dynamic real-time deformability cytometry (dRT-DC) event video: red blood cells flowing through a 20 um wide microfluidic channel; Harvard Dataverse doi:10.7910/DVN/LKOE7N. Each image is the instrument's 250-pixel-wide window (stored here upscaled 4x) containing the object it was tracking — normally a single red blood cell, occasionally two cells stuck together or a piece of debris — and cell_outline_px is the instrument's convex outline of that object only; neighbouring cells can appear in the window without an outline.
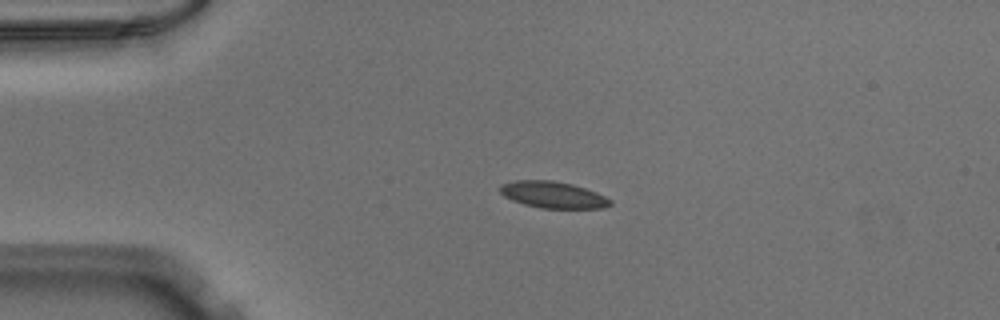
{"species": "Egyptian fruit bat (a non-hibernating species)", "species_latin": "Rousettus aegyptiacus", "temperature_condition": "warm", "stored_images_in_passage": 41, "camera_frame_rate_fps": 3000, "um_per_image_px": 0.085, "animal": {"sex": "male"}, "frame": {"image": 1, "passage_image": 1, "time_ms": 0.0, "image_size_px": [1000, 320], "cell_outline_px": [[612, 204], [604, 208], [540, 208], [524, 204], [512, 200], [504, 196], [500, 192], [500, 184], [516, 180], [552, 180], [572, 184], [596, 192], [612, 200]], "centroid_in_image_um": [47.0, 16.55], "position_along_channel_um": 38.0, "area_um2": 17.05}}
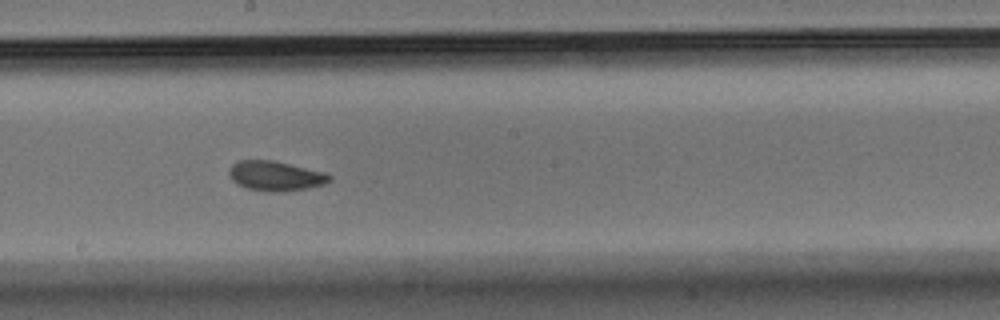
{"frame": {"image": 2, "passage_image": 18, "time_ms": 5.667, "image_size_px": [1000, 320], "cell_outline_px": [[332, 180], [324, 184], [304, 188], [280, 192], [264, 192], [248, 188], [232, 180], [228, 172], [232, 164], [236, 160], [272, 160], [324, 172], [332, 176]], "centroid_in_image_um": [23.4, 14.95], "position_along_channel_um": 224.8, "area_um2": 17.28}}
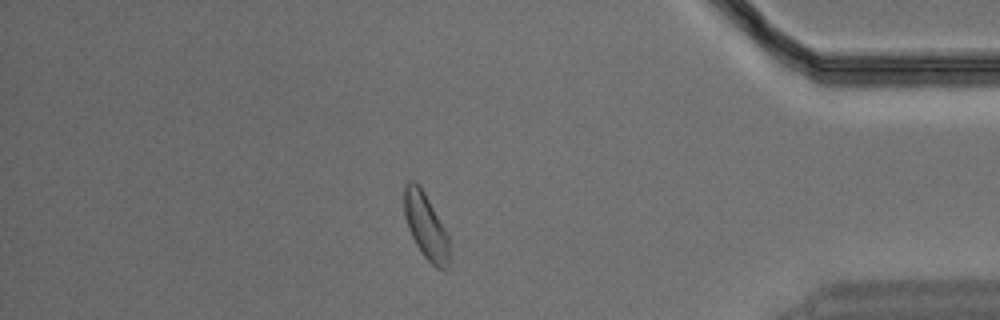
{"frame": {"image": 3, "passage_image": 34, "time_ms": 11.0, "image_size_px": [1000, 320], "cell_outline_px": [[448, 268], [436, 268], [424, 256], [416, 244], [408, 228], [404, 216], [404, 184], [408, 180], [412, 180], [424, 192], [448, 232]], "centroid_in_image_um": [36.18, 19.2], "position_along_channel_um": 399.0, "area_um2": 17.11}}